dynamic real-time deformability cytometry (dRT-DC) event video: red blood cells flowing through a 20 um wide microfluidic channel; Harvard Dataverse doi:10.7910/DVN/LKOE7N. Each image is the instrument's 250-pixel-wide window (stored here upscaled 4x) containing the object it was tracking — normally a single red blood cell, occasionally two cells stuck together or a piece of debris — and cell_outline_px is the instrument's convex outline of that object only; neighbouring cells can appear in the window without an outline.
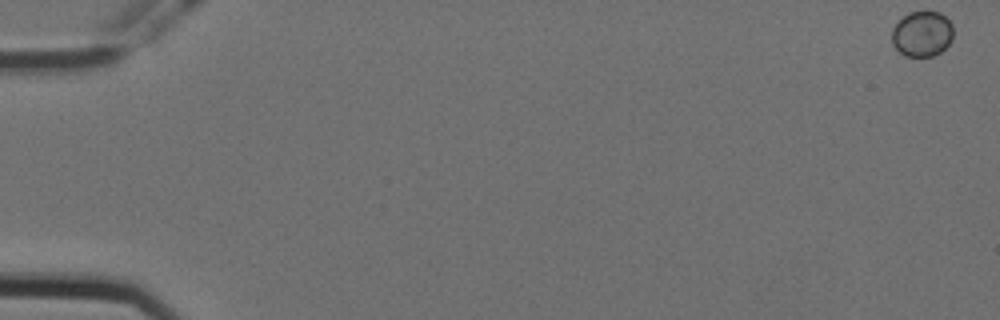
{"species": "Egyptian fruit bat (a non-hibernating species)", "species_latin": "Rousettus aegyptiacus", "temperature_condition": "cold", "stored_images_in_passage": 59, "camera_frame_rate_fps": 3000, "um_per_image_px": 0.085, "animal": {"sex": "female"}, "frame": {"image": 1, "passage_image": 1, "time_ms": 0.0, "image_size_px": [1000, 320], "cell_outline_px": [[952, 40], [940, 52], [932, 56], [904, 56], [892, 44], [892, 28], [908, 12], [940, 12], [952, 24]], "centroid_in_image_um": [78.37, 2.88], "position_along_channel_um": 6.6, "area_um2": 16.13}}
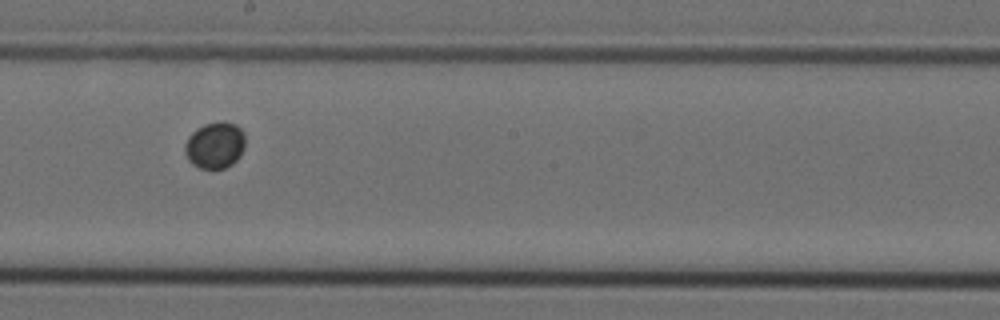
{"frame": {"image": 2, "passage_image": 34, "time_ms": 11.0, "image_size_px": [1000, 320], "cell_outline_px": [[244, 148], [240, 156], [232, 164], [224, 168], [200, 168], [192, 164], [188, 160], [184, 152], [184, 144], [188, 136], [196, 128], [204, 124], [236, 124], [244, 132]], "centroid_in_image_um": [18.24, 12.37], "position_along_channel_um": 230.0, "area_um2": 16.13}}
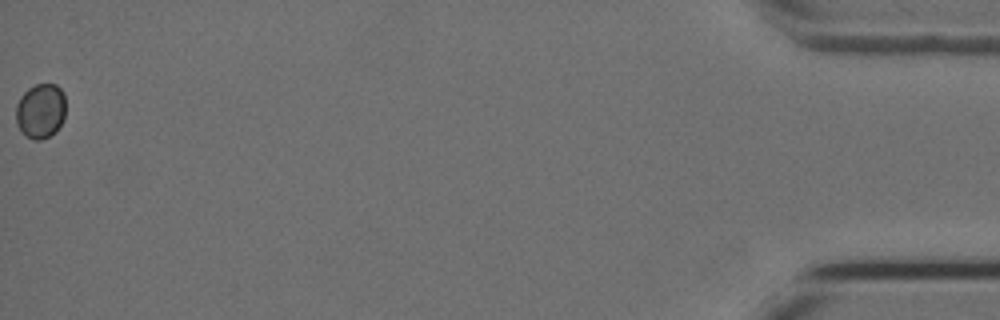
{"frame": {"image": 3, "passage_image": 59, "time_ms": 19.333, "image_size_px": [1000, 320], "cell_outline_px": [[64, 116], [56, 132], [40, 140], [32, 140], [16, 124], [16, 104], [20, 96], [28, 88], [36, 84], [56, 84], [64, 92]], "centroid_in_image_um": [3.44, 9.4], "position_along_channel_um": 431.8, "area_um2": 15.84}}